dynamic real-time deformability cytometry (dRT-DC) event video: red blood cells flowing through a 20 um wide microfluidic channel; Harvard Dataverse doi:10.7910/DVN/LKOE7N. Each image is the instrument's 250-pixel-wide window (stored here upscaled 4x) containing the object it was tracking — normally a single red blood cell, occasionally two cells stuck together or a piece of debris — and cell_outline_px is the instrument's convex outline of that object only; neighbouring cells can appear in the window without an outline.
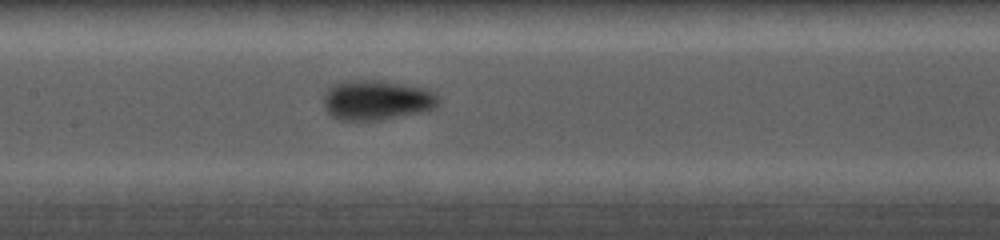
{"species": "common noctule bat (a hibernating species)", "species_latin": "Nyctalus noctula", "temperature_condition": "cold", "stored_images_in_passage": 11, "camera_frame_rate_fps": 5000, "um_per_image_px": 0.085, "animal": {"sex": "female", "body_mass_g": 19.0, "forearm_length_mm": 56.7}, "frame": {"image": 1, "passage_image": 11, "time_ms": 7.6, "image_size_px": [1000, 240], "cell_outline_px": [[440, 100], [436, 108], [420, 112], [380, 120], [340, 120], [332, 116], [324, 108], [324, 92], [332, 84], [344, 80], [380, 80], [428, 88], [436, 92]], "centroid_in_image_um": [32.03, 8.49], "position_along_channel_um": 175.4, "area_um2": 27.11}}